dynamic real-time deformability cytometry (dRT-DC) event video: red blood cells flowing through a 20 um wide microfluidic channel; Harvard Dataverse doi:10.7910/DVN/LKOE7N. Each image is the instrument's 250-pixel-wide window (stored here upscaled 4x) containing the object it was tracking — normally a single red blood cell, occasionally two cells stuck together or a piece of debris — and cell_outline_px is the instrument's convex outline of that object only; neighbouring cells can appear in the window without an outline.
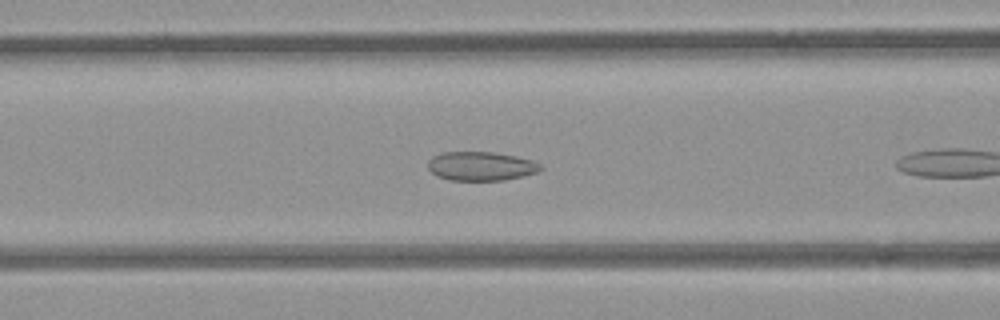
{"species": "common noctule bat (a hibernating species)", "species_latin": "Nyctalus noctula", "temperature_condition": "room temperature", "stored_images_in_passage": 8, "camera_frame_rate_fps": 3000, "um_per_image_px": 0.085, "animal": {"sex": "female", "body_mass_g": 21.9}, "frame": {"image": 1, "passage_image": 7, "time_ms": 2.0, "image_size_px": [1000, 320], "cell_outline_px": [[544, 168], [540, 172], [524, 176], [504, 180], [448, 180], [436, 176], [428, 168], [428, 160], [432, 156], [444, 152], [492, 152], [516, 156], [532, 160], [540, 164]], "centroid_in_image_um": [40.9, 14.13], "position_along_channel_um": 125.7, "area_um2": 19.19}}